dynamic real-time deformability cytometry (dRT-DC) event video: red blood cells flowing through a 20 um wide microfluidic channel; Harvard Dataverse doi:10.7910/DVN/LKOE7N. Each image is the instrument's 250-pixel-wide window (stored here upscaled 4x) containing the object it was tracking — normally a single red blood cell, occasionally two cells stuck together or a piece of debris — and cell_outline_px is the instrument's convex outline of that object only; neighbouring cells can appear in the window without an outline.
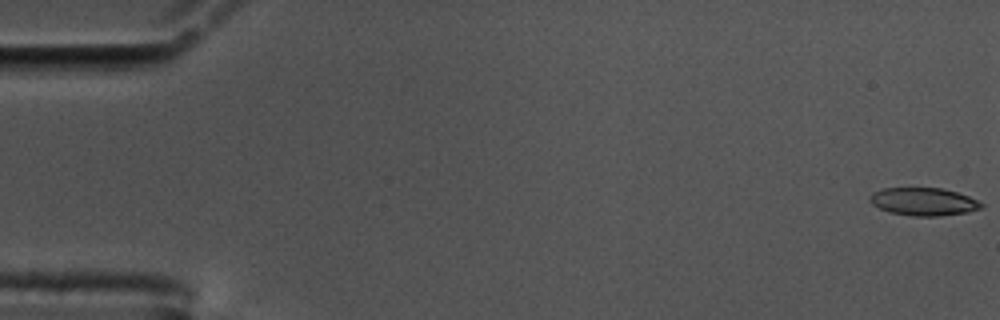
{"species": "common noctule bat (a hibernating species)", "species_latin": "Nyctalus noctula", "temperature_condition": "cold", "stored_images_in_passage": 59, "camera_frame_rate_fps": 3000, "um_per_image_px": 0.085, "animal": {"sex": "male", "body_mass_g": 17.5, "forearm_length_mm": 52.3}, "frame": {"image": 1, "passage_image": 1, "time_ms": 0.0, "image_size_px": [1000, 320], "cell_outline_px": [[984, 208], [968, 212], [940, 216], [912, 216], [888, 212], [872, 204], [868, 200], [868, 196], [872, 192], [884, 188], [944, 188], [968, 196], [984, 204]], "centroid_in_image_um": [78.49, 17.14], "position_along_channel_um": 6.5, "area_um2": 18.26}}
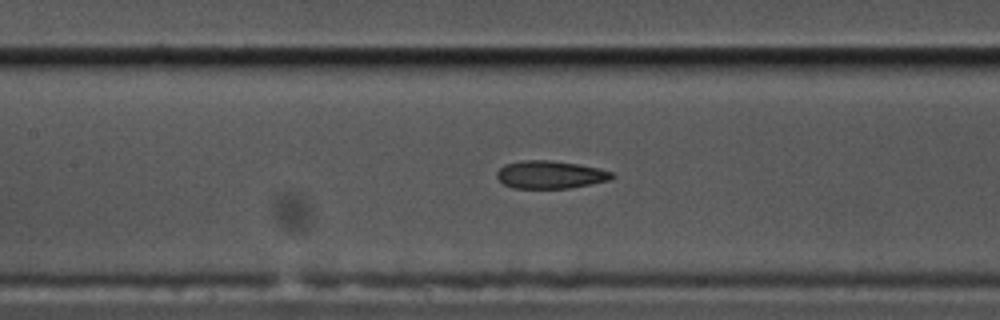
{"frame": {"image": 2, "passage_image": 27, "time_ms": 8.667, "image_size_px": [1000, 320], "cell_outline_px": [[616, 176], [608, 180], [568, 188], [512, 188], [504, 184], [496, 176], [496, 172], [504, 164], [520, 160], [552, 160], [576, 164], [596, 168], [612, 172]], "centroid_in_image_um": [46.71, 14.84], "position_along_channel_um": 160.7, "area_um2": 18.5}}
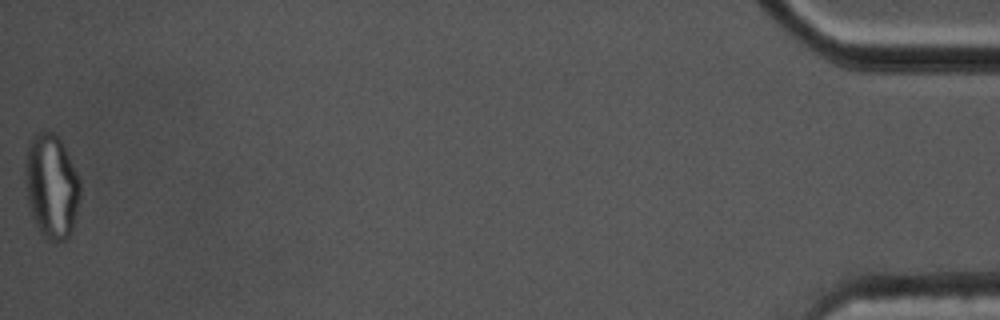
{"frame": {"image": 3, "passage_image": 59, "time_ms": 19.333, "image_size_px": [1000, 320], "cell_outline_px": [[80, 196], [72, 228], [68, 236], [64, 240], [56, 244], [48, 240], [40, 232], [32, 216], [28, 204], [24, 180], [24, 164], [28, 140], [36, 132], [52, 132], [60, 140], [80, 180]], "centroid_in_image_um": [4.33, 15.83], "position_along_channel_um": 430.9, "area_um2": 33.52}, "authors_computed_cell_mechanics": {"area_um2": 19.0162, "velocity_mm_per_s": 3.4496, "shape_relaxation_time_tau1_ms": null, "shape_relaxation_time_tau2_ms": 2.1126, "deformation_change_tau1": null, "deformation_change_tau2": 0.0917}}